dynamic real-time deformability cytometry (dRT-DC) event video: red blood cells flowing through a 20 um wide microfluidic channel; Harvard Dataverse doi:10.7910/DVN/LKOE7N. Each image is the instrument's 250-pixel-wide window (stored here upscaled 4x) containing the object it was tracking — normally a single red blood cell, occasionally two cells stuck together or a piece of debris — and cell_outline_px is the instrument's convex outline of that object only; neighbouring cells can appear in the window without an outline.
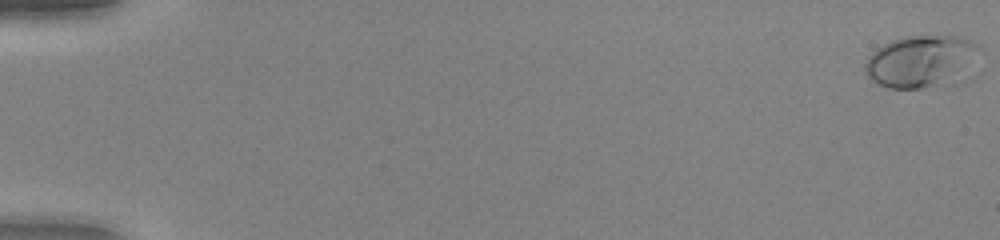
{"species": "human", "species_latin": "Homo sapiens", "temperature_condition": "warm", "stored_images_in_passage": 52, "camera_frame_rate_fps": 3000, "um_per_image_px": 0.085, "donor": {"sex": "female"}, "frame": {"image": 1, "passage_image": 1, "time_ms": 0.0, "image_size_px": [1000, 240], "cell_outline_px": [[984, 48], [932, 84], [924, 88], [888, 88], [872, 80], [868, 76], [864, 68], [864, 64], [868, 56], [876, 48], [892, 40], [904, 36], [964, 36], [980, 44]], "centroid_in_image_um": [78.05, 5.1], "position_along_channel_um": 6.9, "area_um2": 32.02}}
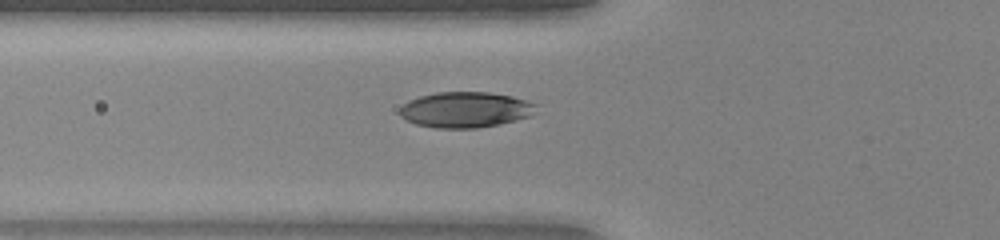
{"frame": {"image": 2, "passage_image": 21, "time_ms": 6.667, "image_size_px": [1000, 240], "cell_outline_px": [[540, 104], [528, 116], [500, 124], [476, 128], [436, 128], [416, 124], [400, 116], [400, 108], [408, 100], [420, 96], [436, 92], [488, 92], [512, 96]], "centroid_in_image_um": [39.55, 9.32], "position_along_channel_um": 86.2, "area_um2": 28.26}}
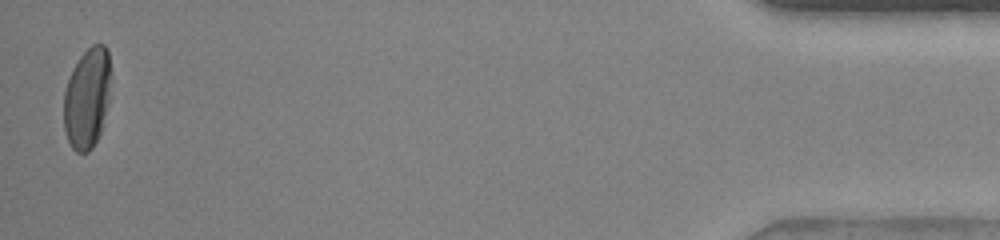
{"frame": {"image": 3, "passage_image": 52, "time_ms": 17.0, "image_size_px": [1000, 240], "cell_outline_px": [[108, 104], [100, 132], [92, 148], [88, 152], [76, 152], [72, 148], [68, 140], [64, 128], [64, 92], [72, 68], [80, 56], [92, 44], [104, 44], [108, 52]], "centroid_in_image_um": [7.37, 8.35], "position_along_channel_um": 427.8, "area_um2": 27.05}, "authors_computed_cell_mechanics": {"area_um2": 29.3913, "velocity_mm_per_s": 4.0786, "shape_relaxation_time_tau1_ms": 3.4494, "shape_relaxation_time_tau2_ms": null, "deformation_change_tau1": 0.1781, "deformation_change_tau2": null}}